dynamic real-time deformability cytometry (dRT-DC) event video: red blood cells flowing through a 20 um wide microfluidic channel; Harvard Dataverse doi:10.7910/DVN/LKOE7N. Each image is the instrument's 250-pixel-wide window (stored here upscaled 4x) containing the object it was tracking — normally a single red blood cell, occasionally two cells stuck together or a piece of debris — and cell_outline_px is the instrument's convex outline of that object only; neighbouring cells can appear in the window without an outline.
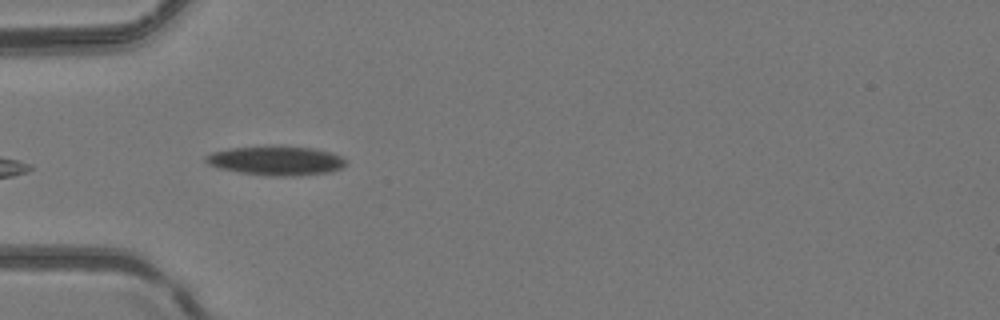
{"species": "common noctule bat (a hibernating species)", "species_latin": "Nyctalus noctula", "temperature_condition": "room temperature", "stored_images_in_passage": 7, "camera_frame_rate_fps": 3000, "um_per_image_px": 0.085, "animal": {"sex": "female", "body_mass_g": 24.6, "forearm_length_mm": 56.2}, "frame": {"image": 1, "passage_image": 6, "time_ms": 5.667, "image_size_px": [1000, 320], "cell_outline_px": [[348, 164], [344, 168], [332, 172], [292, 176], [264, 176], [240, 172], [220, 168], [208, 164], [204, 160], [204, 156], [212, 152], [228, 148], [268, 144], [312, 148], [328, 152], [340, 156]], "centroid_in_image_um": [23.45, 13.64], "position_along_channel_um": 61.6, "area_um2": 24.45}}
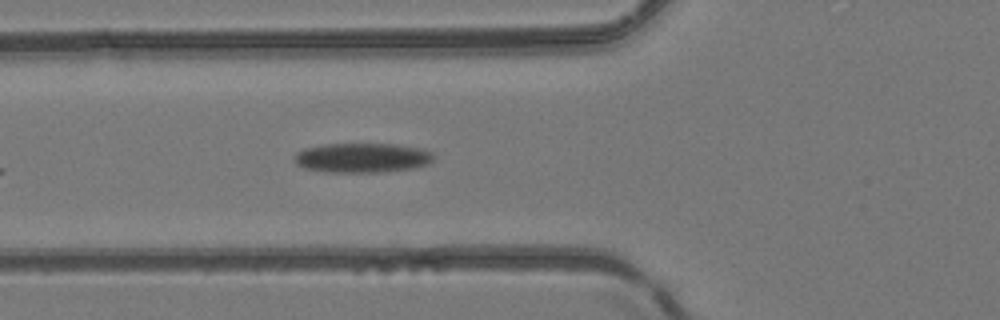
{"frame": {"image": 2, "passage_image": 7, "time_ms": 6.667, "image_size_px": [1000, 320], "cell_outline_px": [[436, 156], [428, 164], [416, 168], [380, 172], [324, 172], [304, 168], [296, 164], [296, 152], [304, 148], [324, 144], [396, 144], [424, 148], [432, 152]], "centroid_in_image_um": [30.84, 13.41], "position_along_channel_um": 95.0, "area_um2": 24.28}}